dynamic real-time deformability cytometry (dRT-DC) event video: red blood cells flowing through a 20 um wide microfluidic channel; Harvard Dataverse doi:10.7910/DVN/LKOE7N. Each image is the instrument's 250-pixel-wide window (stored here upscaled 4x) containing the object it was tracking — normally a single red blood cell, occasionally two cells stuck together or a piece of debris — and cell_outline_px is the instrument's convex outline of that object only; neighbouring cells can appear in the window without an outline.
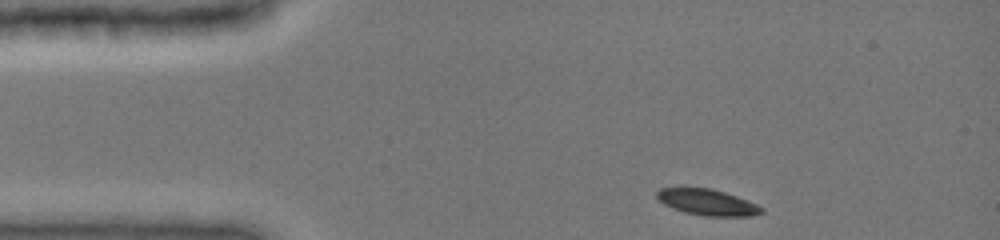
{"species": "common noctule bat (a hibernating species)", "species_latin": "Nyctalus noctula", "temperature_condition": "cold", "stored_images_in_passage": 51, "camera_frame_rate_fps": 3000, "um_per_image_px": 0.085, "animal": {"sex": "female", "body_mass_g": 19.0, "forearm_length_mm": 51.5}, "frame": {"image": 1, "passage_image": 1, "time_ms": 0.0, "image_size_px": [1000, 240], "cell_outline_px": [[764, 212], [752, 216], [704, 216], [684, 212], [672, 208], [664, 204], [656, 196], [656, 192], [660, 188], [712, 188], [748, 200], [764, 208]], "centroid_in_image_um": [60.14, 17.2], "position_along_channel_um": 24.9, "area_um2": 15.9}}
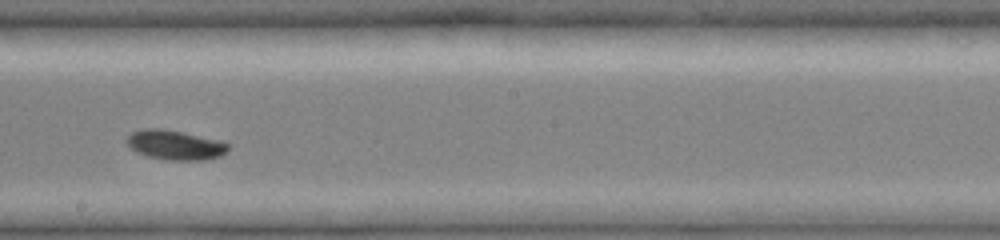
{"frame": {"image": 2, "passage_image": 28, "time_ms": 6.667, "image_size_px": [1000, 240], "cell_outline_px": [[228, 148], [220, 156], [208, 160], [168, 160], [148, 156], [136, 152], [124, 140], [132, 132], [144, 128], [160, 128], [220, 140], [228, 144]], "centroid_in_image_um": [14.86, 12.32], "position_along_channel_um": 233.3, "area_um2": 17.34}}
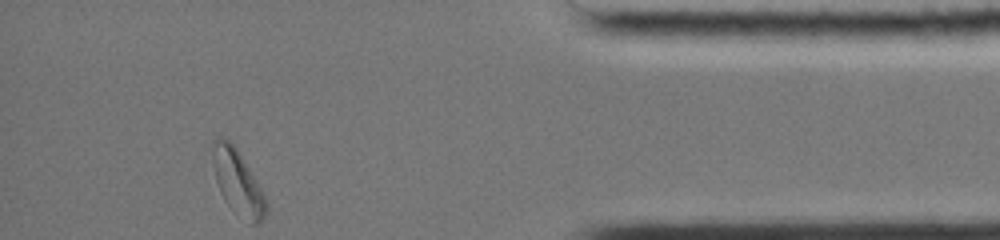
{"frame": {"image": 3, "passage_image": 51, "time_ms": 12.0, "image_size_px": [1000, 240], "cell_outline_px": [[268, 212], [260, 224], [252, 224], [232, 208], [224, 200], [220, 192], [216, 180], [212, 164], [212, 140], [216, 136], [220, 136], [228, 140], [236, 148], [244, 160], [256, 180], [268, 204]], "centroid_in_image_um": [20.19, 15.47], "position_along_channel_um": 415.0, "area_um2": 20.06}, "authors_computed_cell_mechanics": {"area_um2": 17.2244, "velocity_mm_per_s": 3.9675, "shape_relaxation_time_tau1_ms": 2.1265, "shape_relaxation_time_tau2_ms": null, "deformation_change_tau1": 0.1225, "deformation_change_tau2": null}}